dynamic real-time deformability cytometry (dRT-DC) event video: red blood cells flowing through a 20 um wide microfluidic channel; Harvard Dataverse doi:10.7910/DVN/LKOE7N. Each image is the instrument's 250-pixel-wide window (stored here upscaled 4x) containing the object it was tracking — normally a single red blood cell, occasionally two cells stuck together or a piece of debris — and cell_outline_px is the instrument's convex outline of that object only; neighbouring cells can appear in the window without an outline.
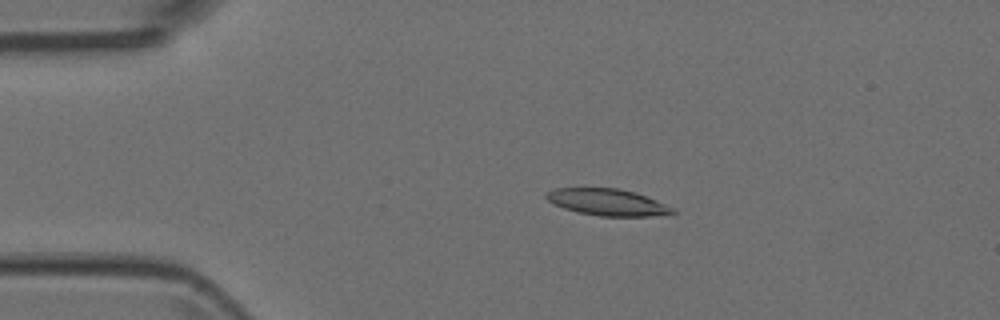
{"species": "Egyptian fruit bat (a non-hibernating species)", "species_latin": "Rousettus aegyptiacus", "temperature_condition": "room temperature", "stored_images_in_passage": 4, "camera_frame_rate_fps": 3000, "um_per_image_px": 0.085, "animal": {"sex": "female"}, "frame": {"image": 1, "passage_image": 3, "time_ms": 0.667, "image_size_px": [1000, 320], "cell_outline_px": [[676, 212], [672, 216], [600, 216], [580, 212], [564, 208], [548, 200], [544, 196], [548, 192], [556, 188], [620, 188], [636, 192], [656, 200], [672, 208]], "centroid_in_image_um": [51.71, 17.19], "position_along_channel_um": 33.3, "area_um2": 19.59}}